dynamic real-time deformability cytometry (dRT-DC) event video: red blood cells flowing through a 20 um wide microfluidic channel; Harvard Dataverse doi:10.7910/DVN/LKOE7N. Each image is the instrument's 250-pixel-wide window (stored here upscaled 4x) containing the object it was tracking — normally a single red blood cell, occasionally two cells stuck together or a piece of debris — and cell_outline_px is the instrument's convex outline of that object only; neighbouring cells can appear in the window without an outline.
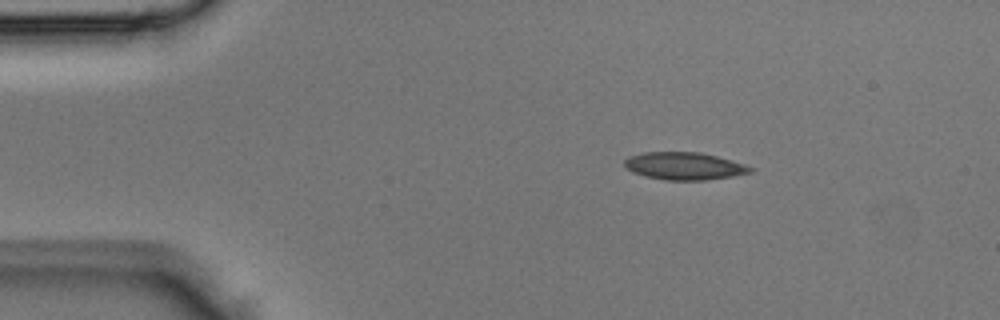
{"species": "Egyptian fruit bat (a non-hibernating species)", "species_latin": "Rousettus aegyptiacus", "temperature_condition": "room temperature", "stored_images_in_passage": 2, "camera_frame_rate_fps": 3000, "um_per_image_px": 0.085, "animal": {"sex": "male"}, "frame": {"image": 1, "passage_image": 1, "time_ms": 0.0, "image_size_px": [1000, 320], "cell_outline_px": [[756, 168], [752, 172], [732, 176], [704, 180], [664, 180], [644, 176], [632, 172], [624, 164], [624, 160], [628, 156], [644, 152], [700, 152], [732, 160]], "centroid_in_image_um": [58.16, 14.11], "position_along_channel_um": 26.8, "area_um2": 20.23}}